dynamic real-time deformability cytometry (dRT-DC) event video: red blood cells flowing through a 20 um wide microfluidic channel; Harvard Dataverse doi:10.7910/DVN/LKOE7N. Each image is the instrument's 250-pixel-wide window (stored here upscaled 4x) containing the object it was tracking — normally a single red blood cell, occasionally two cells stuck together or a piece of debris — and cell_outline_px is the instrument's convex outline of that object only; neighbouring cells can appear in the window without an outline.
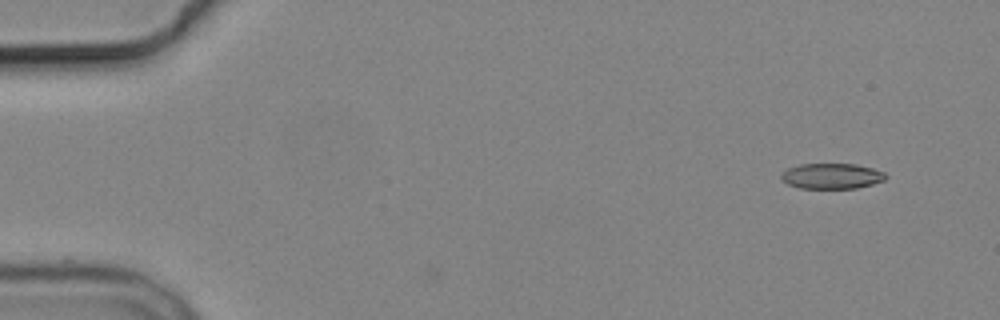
{"species": "common noctule bat (a hibernating species)", "species_latin": "Nyctalus noctula", "temperature_condition": "cold", "stored_images_in_passage": 5, "camera_frame_rate_fps": 3000, "um_per_image_px": 0.085, "animal": {"sex": "male", "body_mass_g": 19.2, "forearm_length_mm": 51.8}, "frame": {"image": 1, "passage_image": 1, "time_ms": 0.0, "image_size_px": [1000, 320], "cell_outline_px": [[888, 176], [884, 180], [872, 184], [856, 188], [800, 188], [788, 184], [780, 180], [780, 172], [788, 168], [800, 164], [856, 164], [872, 168], [884, 172]], "centroid_in_image_um": [70.66, 14.96], "position_along_channel_um": 14.3, "area_um2": 15.61}}